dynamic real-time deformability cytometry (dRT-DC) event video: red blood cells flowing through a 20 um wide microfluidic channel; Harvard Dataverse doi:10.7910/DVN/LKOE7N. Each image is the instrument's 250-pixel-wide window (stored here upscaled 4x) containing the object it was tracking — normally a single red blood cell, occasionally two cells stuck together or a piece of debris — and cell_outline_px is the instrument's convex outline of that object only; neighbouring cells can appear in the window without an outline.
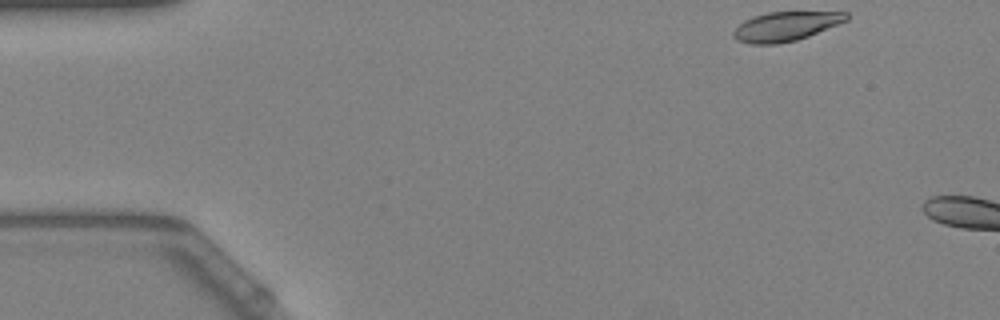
{"species": "Egyptian fruit bat (a non-hibernating species)", "species_latin": "Rousettus aegyptiacus", "temperature_condition": "warm", "stored_images_in_passage": 46, "camera_frame_rate_fps": 3000, "um_per_image_px": 0.085, "animal": {"sex": "female"}, "frame": {"image": 1, "passage_image": 1, "time_ms": 0.0, "image_size_px": [1000, 320], "cell_outline_px": [[848, 20], [808, 36], [796, 40], [776, 44], [752, 44], [736, 40], [732, 36], [732, 32], [744, 20], [752, 16], [768, 12], [848, 12]], "centroid_in_image_um": [66.75, 2.24], "position_along_channel_um": 18.2, "area_um2": 19.19}}
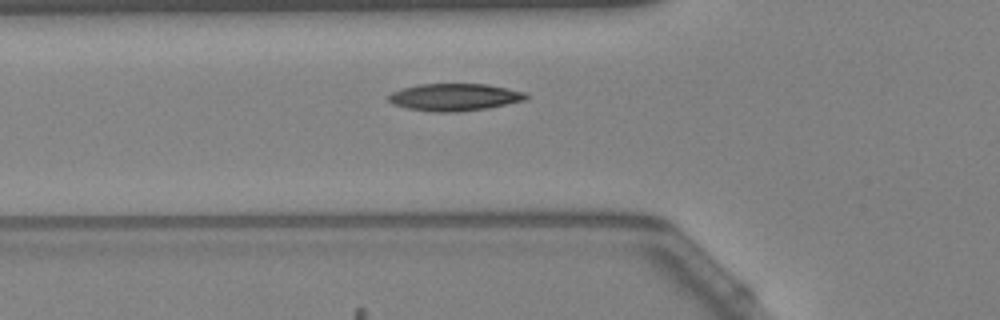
{"frame": {"image": 2, "passage_image": 15, "time_ms": 4.667, "image_size_px": [1000, 320], "cell_outline_px": [[528, 100], [484, 108], [456, 112], [432, 112], [408, 108], [392, 104], [388, 100], [388, 96], [392, 92], [400, 88], [420, 84], [488, 84], [528, 92]], "centroid_in_image_um": [38.65, 8.25], "position_along_channel_um": 87.2, "area_um2": 21.96}}
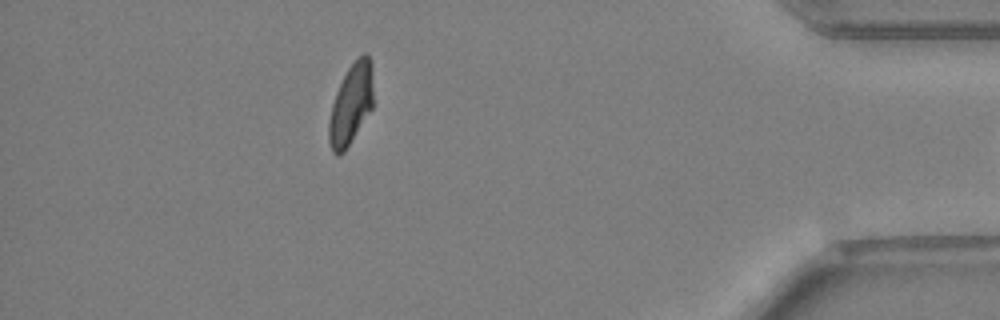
{"frame": {"image": 3, "passage_image": 45, "time_ms": 14.667, "image_size_px": [1000, 320], "cell_outline_px": [[372, 108], [344, 152], [340, 156], [336, 156], [332, 152], [328, 140], [328, 124], [332, 104], [336, 92], [348, 68], [364, 52], [368, 52], [372, 64]], "centroid_in_image_um": [29.82, 8.88], "position_along_channel_um": 405.4, "area_um2": 20.75}}